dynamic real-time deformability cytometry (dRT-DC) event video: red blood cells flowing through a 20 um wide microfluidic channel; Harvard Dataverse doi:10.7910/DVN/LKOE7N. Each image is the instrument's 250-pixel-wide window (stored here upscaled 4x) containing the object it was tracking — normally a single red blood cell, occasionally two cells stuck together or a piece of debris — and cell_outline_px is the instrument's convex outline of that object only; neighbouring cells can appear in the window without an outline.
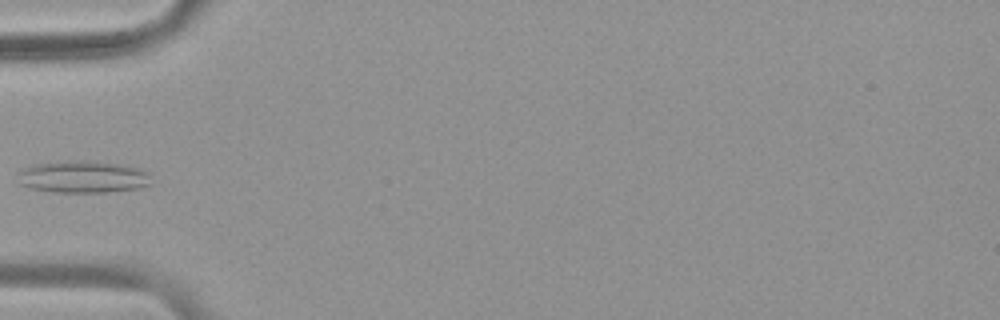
{"species": "common noctule bat (a hibernating species)", "species_latin": "Nyctalus noctula", "temperature_condition": "warm", "stored_images_in_passage": 6, "camera_frame_rate_fps": 3000, "um_per_image_px": 0.085, "animal": {"sex": "female", "body_mass_g": 19.9}, "frame": {"image": 1, "passage_image": 6, "time_ms": 1.667, "image_size_px": [1000, 320], "cell_outline_px": [[152, 184], [140, 188], [108, 192], [52, 192], [28, 188], [20, 184], [16, 172], [32, 164], [68, 160], [88, 160], [120, 164], [140, 168], [148, 172]], "centroid_in_image_um": [7.03, 15.03], "position_along_channel_um": 78.0, "area_um2": 25.49}}